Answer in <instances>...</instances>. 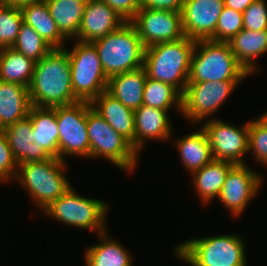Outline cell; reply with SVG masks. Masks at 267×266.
<instances>
[{
    "instance_id": "cell-23",
    "label": "cell",
    "mask_w": 267,
    "mask_h": 266,
    "mask_svg": "<svg viewBox=\"0 0 267 266\" xmlns=\"http://www.w3.org/2000/svg\"><path fill=\"white\" fill-rule=\"evenodd\" d=\"M23 22L31 26L52 48H64L66 38L57 28L45 0H38L20 7Z\"/></svg>"
},
{
    "instance_id": "cell-35",
    "label": "cell",
    "mask_w": 267,
    "mask_h": 266,
    "mask_svg": "<svg viewBox=\"0 0 267 266\" xmlns=\"http://www.w3.org/2000/svg\"><path fill=\"white\" fill-rule=\"evenodd\" d=\"M267 1L255 0L243 12V27L247 30H267Z\"/></svg>"
},
{
    "instance_id": "cell-39",
    "label": "cell",
    "mask_w": 267,
    "mask_h": 266,
    "mask_svg": "<svg viewBox=\"0 0 267 266\" xmlns=\"http://www.w3.org/2000/svg\"><path fill=\"white\" fill-rule=\"evenodd\" d=\"M255 0H223L224 6L243 13Z\"/></svg>"
},
{
    "instance_id": "cell-8",
    "label": "cell",
    "mask_w": 267,
    "mask_h": 266,
    "mask_svg": "<svg viewBox=\"0 0 267 266\" xmlns=\"http://www.w3.org/2000/svg\"><path fill=\"white\" fill-rule=\"evenodd\" d=\"M75 41L73 48L68 50L64 47L70 61L72 89L78 101L91 103L107 90L108 78L94 44Z\"/></svg>"
},
{
    "instance_id": "cell-9",
    "label": "cell",
    "mask_w": 267,
    "mask_h": 266,
    "mask_svg": "<svg viewBox=\"0 0 267 266\" xmlns=\"http://www.w3.org/2000/svg\"><path fill=\"white\" fill-rule=\"evenodd\" d=\"M87 130L90 159L102 157L127 173L134 171L138 153L131 143L117 133L92 107L87 111Z\"/></svg>"
},
{
    "instance_id": "cell-37",
    "label": "cell",
    "mask_w": 267,
    "mask_h": 266,
    "mask_svg": "<svg viewBox=\"0 0 267 266\" xmlns=\"http://www.w3.org/2000/svg\"><path fill=\"white\" fill-rule=\"evenodd\" d=\"M111 7L125 22H131L140 9L139 0H99Z\"/></svg>"
},
{
    "instance_id": "cell-14",
    "label": "cell",
    "mask_w": 267,
    "mask_h": 266,
    "mask_svg": "<svg viewBox=\"0 0 267 266\" xmlns=\"http://www.w3.org/2000/svg\"><path fill=\"white\" fill-rule=\"evenodd\" d=\"M249 165H234L226 175L219 201L233 216L238 217L245 211L262 187L263 176L252 170Z\"/></svg>"
},
{
    "instance_id": "cell-33",
    "label": "cell",
    "mask_w": 267,
    "mask_h": 266,
    "mask_svg": "<svg viewBox=\"0 0 267 266\" xmlns=\"http://www.w3.org/2000/svg\"><path fill=\"white\" fill-rule=\"evenodd\" d=\"M243 28V13L224 6L217 21L215 34L209 40L229 42Z\"/></svg>"
},
{
    "instance_id": "cell-4",
    "label": "cell",
    "mask_w": 267,
    "mask_h": 266,
    "mask_svg": "<svg viewBox=\"0 0 267 266\" xmlns=\"http://www.w3.org/2000/svg\"><path fill=\"white\" fill-rule=\"evenodd\" d=\"M249 75L237 61L228 42L196 41L191 56L188 83L244 81Z\"/></svg>"
},
{
    "instance_id": "cell-38",
    "label": "cell",
    "mask_w": 267,
    "mask_h": 266,
    "mask_svg": "<svg viewBox=\"0 0 267 266\" xmlns=\"http://www.w3.org/2000/svg\"><path fill=\"white\" fill-rule=\"evenodd\" d=\"M184 0H139L140 8L181 12Z\"/></svg>"
},
{
    "instance_id": "cell-1",
    "label": "cell",
    "mask_w": 267,
    "mask_h": 266,
    "mask_svg": "<svg viewBox=\"0 0 267 266\" xmlns=\"http://www.w3.org/2000/svg\"><path fill=\"white\" fill-rule=\"evenodd\" d=\"M32 106L53 108L78 100L74 96L68 52L65 48L51 49L35 62L28 87Z\"/></svg>"
},
{
    "instance_id": "cell-40",
    "label": "cell",
    "mask_w": 267,
    "mask_h": 266,
    "mask_svg": "<svg viewBox=\"0 0 267 266\" xmlns=\"http://www.w3.org/2000/svg\"><path fill=\"white\" fill-rule=\"evenodd\" d=\"M38 0H1V3L7 4L14 7H22L23 5L35 2Z\"/></svg>"
},
{
    "instance_id": "cell-18",
    "label": "cell",
    "mask_w": 267,
    "mask_h": 266,
    "mask_svg": "<svg viewBox=\"0 0 267 266\" xmlns=\"http://www.w3.org/2000/svg\"><path fill=\"white\" fill-rule=\"evenodd\" d=\"M167 110L142 105L134 111L135 151L140 154L146 140L167 141L172 136V122Z\"/></svg>"
},
{
    "instance_id": "cell-22",
    "label": "cell",
    "mask_w": 267,
    "mask_h": 266,
    "mask_svg": "<svg viewBox=\"0 0 267 266\" xmlns=\"http://www.w3.org/2000/svg\"><path fill=\"white\" fill-rule=\"evenodd\" d=\"M228 43L237 61L250 75L259 72L252 60L267 53V30L253 31L243 28Z\"/></svg>"
},
{
    "instance_id": "cell-12",
    "label": "cell",
    "mask_w": 267,
    "mask_h": 266,
    "mask_svg": "<svg viewBox=\"0 0 267 266\" xmlns=\"http://www.w3.org/2000/svg\"><path fill=\"white\" fill-rule=\"evenodd\" d=\"M202 128L208 136L214 160L227 161L234 165L246 164L243 157L248 153L249 121L236 127L213 117L205 121Z\"/></svg>"
},
{
    "instance_id": "cell-32",
    "label": "cell",
    "mask_w": 267,
    "mask_h": 266,
    "mask_svg": "<svg viewBox=\"0 0 267 266\" xmlns=\"http://www.w3.org/2000/svg\"><path fill=\"white\" fill-rule=\"evenodd\" d=\"M23 23L20 7L0 3V49L11 48Z\"/></svg>"
},
{
    "instance_id": "cell-25",
    "label": "cell",
    "mask_w": 267,
    "mask_h": 266,
    "mask_svg": "<svg viewBox=\"0 0 267 266\" xmlns=\"http://www.w3.org/2000/svg\"><path fill=\"white\" fill-rule=\"evenodd\" d=\"M233 166V163L213 159L202 169L192 173V184L202 204L211 202L215 197L218 199L226 175Z\"/></svg>"
},
{
    "instance_id": "cell-3",
    "label": "cell",
    "mask_w": 267,
    "mask_h": 266,
    "mask_svg": "<svg viewBox=\"0 0 267 266\" xmlns=\"http://www.w3.org/2000/svg\"><path fill=\"white\" fill-rule=\"evenodd\" d=\"M244 242L233 234L191 238L179 243L174 253L190 266H247Z\"/></svg>"
},
{
    "instance_id": "cell-41",
    "label": "cell",
    "mask_w": 267,
    "mask_h": 266,
    "mask_svg": "<svg viewBox=\"0 0 267 266\" xmlns=\"http://www.w3.org/2000/svg\"><path fill=\"white\" fill-rule=\"evenodd\" d=\"M256 120L267 128V112L260 115L258 118H256Z\"/></svg>"
},
{
    "instance_id": "cell-20",
    "label": "cell",
    "mask_w": 267,
    "mask_h": 266,
    "mask_svg": "<svg viewBox=\"0 0 267 266\" xmlns=\"http://www.w3.org/2000/svg\"><path fill=\"white\" fill-rule=\"evenodd\" d=\"M146 78L144 67L117 74L108 79L107 91L125 107L135 111L143 105Z\"/></svg>"
},
{
    "instance_id": "cell-17",
    "label": "cell",
    "mask_w": 267,
    "mask_h": 266,
    "mask_svg": "<svg viewBox=\"0 0 267 266\" xmlns=\"http://www.w3.org/2000/svg\"><path fill=\"white\" fill-rule=\"evenodd\" d=\"M8 140L16 162L19 164L41 162L52 156L39 144L32 133V123L27 116L2 130Z\"/></svg>"
},
{
    "instance_id": "cell-5",
    "label": "cell",
    "mask_w": 267,
    "mask_h": 266,
    "mask_svg": "<svg viewBox=\"0 0 267 266\" xmlns=\"http://www.w3.org/2000/svg\"><path fill=\"white\" fill-rule=\"evenodd\" d=\"M66 168V161L55 157L23 163L18 165L15 179L42 212L72 186L64 173Z\"/></svg>"
},
{
    "instance_id": "cell-27",
    "label": "cell",
    "mask_w": 267,
    "mask_h": 266,
    "mask_svg": "<svg viewBox=\"0 0 267 266\" xmlns=\"http://www.w3.org/2000/svg\"><path fill=\"white\" fill-rule=\"evenodd\" d=\"M28 116L32 123V133L39 144L52 156L59 158V130L56 121V107L31 106Z\"/></svg>"
},
{
    "instance_id": "cell-28",
    "label": "cell",
    "mask_w": 267,
    "mask_h": 266,
    "mask_svg": "<svg viewBox=\"0 0 267 266\" xmlns=\"http://www.w3.org/2000/svg\"><path fill=\"white\" fill-rule=\"evenodd\" d=\"M61 34L69 41L80 29L85 2L81 0H45Z\"/></svg>"
},
{
    "instance_id": "cell-21",
    "label": "cell",
    "mask_w": 267,
    "mask_h": 266,
    "mask_svg": "<svg viewBox=\"0 0 267 266\" xmlns=\"http://www.w3.org/2000/svg\"><path fill=\"white\" fill-rule=\"evenodd\" d=\"M31 106L27 87L0 80V130L26 118Z\"/></svg>"
},
{
    "instance_id": "cell-31",
    "label": "cell",
    "mask_w": 267,
    "mask_h": 266,
    "mask_svg": "<svg viewBox=\"0 0 267 266\" xmlns=\"http://www.w3.org/2000/svg\"><path fill=\"white\" fill-rule=\"evenodd\" d=\"M12 48L35 62L40 61L53 49L38 32L24 22L20 26L17 40Z\"/></svg>"
},
{
    "instance_id": "cell-16",
    "label": "cell",
    "mask_w": 267,
    "mask_h": 266,
    "mask_svg": "<svg viewBox=\"0 0 267 266\" xmlns=\"http://www.w3.org/2000/svg\"><path fill=\"white\" fill-rule=\"evenodd\" d=\"M124 23L105 2L91 0L85 4L80 29L72 40L92 43L117 30Z\"/></svg>"
},
{
    "instance_id": "cell-29",
    "label": "cell",
    "mask_w": 267,
    "mask_h": 266,
    "mask_svg": "<svg viewBox=\"0 0 267 266\" xmlns=\"http://www.w3.org/2000/svg\"><path fill=\"white\" fill-rule=\"evenodd\" d=\"M35 61L12 47L0 49V80L29 87Z\"/></svg>"
},
{
    "instance_id": "cell-10",
    "label": "cell",
    "mask_w": 267,
    "mask_h": 266,
    "mask_svg": "<svg viewBox=\"0 0 267 266\" xmlns=\"http://www.w3.org/2000/svg\"><path fill=\"white\" fill-rule=\"evenodd\" d=\"M91 107V103L84 101L56 106L60 160L65 161L66 156L90 158L87 111Z\"/></svg>"
},
{
    "instance_id": "cell-24",
    "label": "cell",
    "mask_w": 267,
    "mask_h": 266,
    "mask_svg": "<svg viewBox=\"0 0 267 266\" xmlns=\"http://www.w3.org/2000/svg\"><path fill=\"white\" fill-rule=\"evenodd\" d=\"M175 145L183 166L190 174L213 160L210 142L202 126L196 132L182 135Z\"/></svg>"
},
{
    "instance_id": "cell-26",
    "label": "cell",
    "mask_w": 267,
    "mask_h": 266,
    "mask_svg": "<svg viewBox=\"0 0 267 266\" xmlns=\"http://www.w3.org/2000/svg\"><path fill=\"white\" fill-rule=\"evenodd\" d=\"M108 236L107 230L98 234L100 243L87 248L85 266H132L130 251Z\"/></svg>"
},
{
    "instance_id": "cell-13",
    "label": "cell",
    "mask_w": 267,
    "mask_h": 266,
    "mask_svg": "<svg viewBox=\"0 0 267 266\" xmlns=\"http://www.w3.org/2000/svg\"><path fill=\"white\" fill-rule=\"evenodd\" d=\"M146 48L161 42H173L185 37L181 12L140 8L131 21Z\"/></svg>"
},
{
    "instance_id": "cell-15",
    "label": "cell",
    "mask_w": 267,
    "mask_h": 266,
    "mask_svg": "<svg viewBox=\"0 0 267 266\" xmlns=\"http://www.w3.org/2000/svg\"><path fill=\"white\" fill-rule=\"evenodd\" d=\"M223 7V0H184L181 19L185 36L195 41L209 40Z\"/></svg>"
},
{
    "instance_id": "cell-2",
    "label": "cell",
    "mask_w": 267,
    "mask_h": 266,
    "mask_svg": "<svg viewBox=\"0 0 267 266\" xmlns=\"http://www.w3.org/2000/svg\"><path fill=\"white\" fill-rule=\"evenodd\" d=\"M195 43V40L185 36L177 41L146 47L143 67L147 77L168 83L183 94L189 79Z\"/></svg>"
},
{
    "instance_id": "cell-7",
    "label": "cell",
    "mask_w": 267,
    "mask_h": 266,
    "mask_svg": "<svg viewBox=\"0 0 267 266\" xmlns=\"http://www.w3.org/2000/svg\"><path fill=\"white\" fill-rule=\"evenodd\" d=\"M105 202L79 195L71 186L42 212L68 226L100 234L107 230L109 207Z\"/></svg>"
},
{
    "instance_id": "cell-30",
    "label": "cell",
    "mask_w": 267,
    "mask_h": 266,
    "mask_svg": "<svg viewBox=\"0 0 267 266\" xmlns=\"http://www.w3.org/2000/svg\"><path fill=\"white\" fill-rule=\"evenodd\" d=\"M143 105L170 111L177 108L182 112V94L172 85L146 78L143 90Z\"/></svg>"
},
{
    "instance_id": "cell-34",
    "label": "cell",
    "mask_w": 267,
    "mask_h": 266,
    "mask_svg": "<svg viewBox=\"0 0 267 266\" xmlns=\"http://www.w3.org/2000/svg\"><path fill=\"white\" fill-rule=\"evenodd\" d=\"M248 152H253L254 161L267 166V128L256 119L249 121Z\"/></svg>"
},
{
    "instance_id": "cell-19",
    "label": "cell",
    "mask_w": 267,
    "mask_h": 266,
    "mask_svg": "<svg viewBox=\"0 0 267 266\" xmlns=\"http://www.w3.org/2000/svg\"><path fill=\"white\" fill-rule=\"evenodd\" d=\"M92 108L119 134L126 138L135 150L134 111L125 107L107 90L91 102Z\"/></svg>"
},
{
    "instance_id": "cell-36",
    "label": "cell",
    "mask_w": 267,
    "mask_h": 266,
    "mask_svg": "<svg viewBox=\"0 0 267 266\" xmlns=\"http://www.w3.org/2000/svg\"><path fill=\"white\" fill-rule=\"evenodd\" d=\"M17 169L18 163L13 156L7 137L0 130V183H7L10 179L15 181Z\"/></svg>"
},
{
    "instance_id": "cell-11",
    "label": "cell",
    "mask_w": 267,
    "mask_h": 266,
    "mask_svg": "<svg viewBox=\"0 0 267 266\" xmlns=\"http://www.w3.org/2000/svg\"><path fill=\"white\" fill-rule=\"evenodd\" d=\"M241 81L187 83L182 94L181 114L191 123L210 120Z\"/></svg>"
},
{
    "instance_id": "cell-42",
    "label": "cell",
    "mask_w": 267,
    "mask_h": 266,
    "mask_svg": "<svg viewBox=\"0 0 267 266\" xmlns=\"http://www.w3.org/2000/svg\"><path fill=\"white\" fill-rule=\"evenodd\" d=\"M81 1H83V2L87 3V2H89V1H91V0H81Z\"/></svg>"
},
{
    "instance_id": "cell-6",
    "label": "cell",
    "mask_w": 267,
    "mask_h": 266,
    "mask_svg": "<svg viewBox=\"0 0 267 266\" xmlns=\"http://www.w3.org/2000/svg\"><path fill=\"white\" fill-rule=\"evenodd\" d=\"M92 43L108 79L143 67L145 47L131 22H125L117 30Z\"/></svg>"
}]
</instances>
